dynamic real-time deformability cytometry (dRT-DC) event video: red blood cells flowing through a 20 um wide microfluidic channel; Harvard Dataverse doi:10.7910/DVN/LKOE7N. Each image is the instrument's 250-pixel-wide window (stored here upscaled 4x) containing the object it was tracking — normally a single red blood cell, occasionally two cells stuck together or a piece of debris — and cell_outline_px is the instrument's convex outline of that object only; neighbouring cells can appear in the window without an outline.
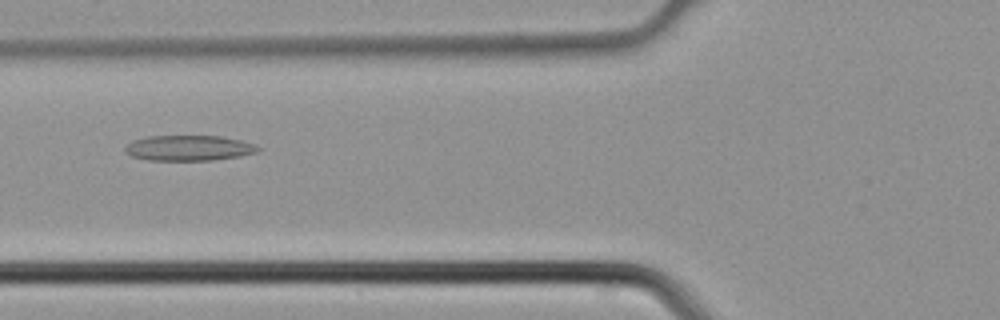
{"species": "common noctule bat (a hibernating species)", "species_latin": "Nyctalus noctula", "temperature_condition": "cold", "stored_images_in_passage": 5, "camera_frame_rate_fps": 3000, "um_per_image_px": 0.085, "animal": {"sex": "male", "body_mass_g": 21.5, "forearm_length_mm": 52.0}, "frame": {"image": 1, "passage_image": 5, "time_ms": 1.333, "image_size_px": [1000, 320], "cell_outline_px": [[264, 148], [256, 152], [240, 156], [212, 160], [148, 160], [132, 156], [124, 152], [124, 148], [132, 140], [148, 136], [220, 136], [240, 140], [256, 144]], "centroid_in_image_um": [16.06, 12.58], "position_along_channel_um": 109.7, "area_um2": 19.77}}